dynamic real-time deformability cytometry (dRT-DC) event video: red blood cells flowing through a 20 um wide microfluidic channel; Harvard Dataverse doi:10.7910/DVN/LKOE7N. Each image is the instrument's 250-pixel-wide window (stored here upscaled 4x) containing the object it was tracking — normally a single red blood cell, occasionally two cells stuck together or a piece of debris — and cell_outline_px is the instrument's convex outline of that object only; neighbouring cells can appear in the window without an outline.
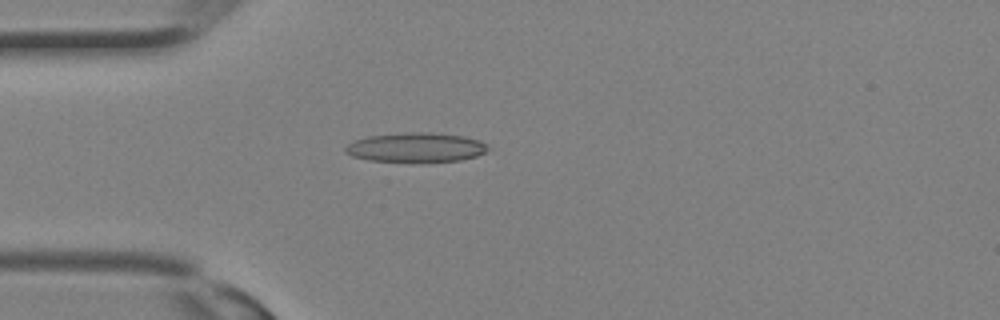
{"species": "Egyptian fruit bat (a non-hibernating species)", "species_latin": "Rousettus aegyptiacus", "temperature_condition": "room temperature", "stored_images_in_passage": 25, "camera_frame_rate_fps": 3000, "um_per_image_px": 0.085, "animal": {"sex": "female"}, "frame": {"image": 1, "passage_image": 2, "time_ms": 0.333, "image_size_px": [1000, 320], "cell_outline_px": [[488, 148], [484, 152], [476, 156], [460, 160], [368, 160], [352, 156], [344, 152], [344, 148], [352, 140], [368, 136], [404, 132], [432, 132], [464, 136], [480, 140], [488, 144]], "centroid_in_image_um": [35.33, 12.49], "position_along_channel_um": 49.7, "area_um2": 24.04}}
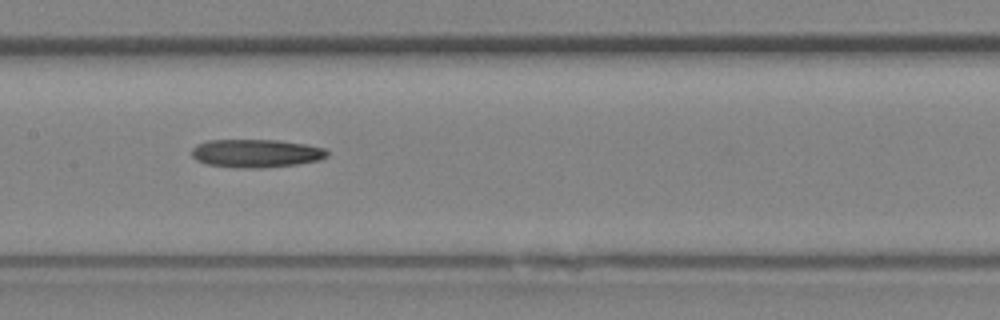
{"frame": {"image": 2, "passage_image": 9, "time_ms": 2.667, "image_size_px": [1000, 320], "cell_outline_px": [[328, 156], [320, 160], [296, 164], [260, 168], [240, 168], [208, 164], [196, 160], [192, 156], [192, 148], [196, 144], [208, 140], [280, 140], [304, 144], [324, 148], [328, 152]], "centroid_in_image_um": [21.76, 13.03], "position_along_channel_um": 185.6, "area_um2": 22.25}}
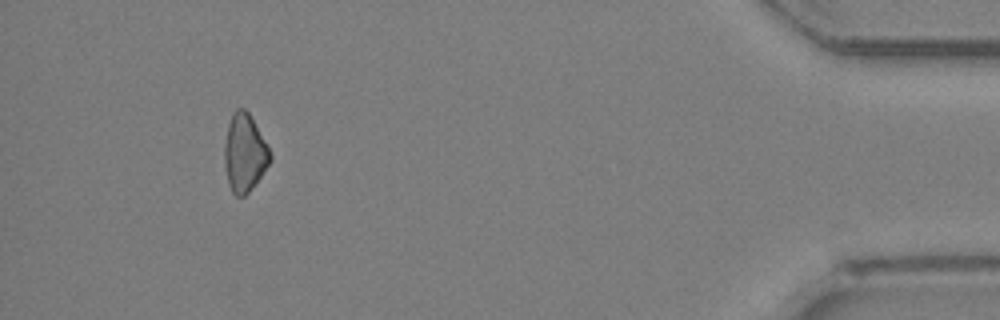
{"frame": {"image": 3, "passage_image": 23, "time_ms": 7.333, "image_size_px": [1000, 320], "cell_outline_px": [[272, 160], [248, 192], [244, 196], [236, 196], [232, 192], [228, 184], [224, 164], [224, 144], [228, 124], [232, 112], [236, 108], [244, 108], [248, 112], [264, 140], [272, 156]], "centroid_in_image_um": [20.76, 12.99], "position_along_channel_um": 414.4, "area_um2": 20.52}}